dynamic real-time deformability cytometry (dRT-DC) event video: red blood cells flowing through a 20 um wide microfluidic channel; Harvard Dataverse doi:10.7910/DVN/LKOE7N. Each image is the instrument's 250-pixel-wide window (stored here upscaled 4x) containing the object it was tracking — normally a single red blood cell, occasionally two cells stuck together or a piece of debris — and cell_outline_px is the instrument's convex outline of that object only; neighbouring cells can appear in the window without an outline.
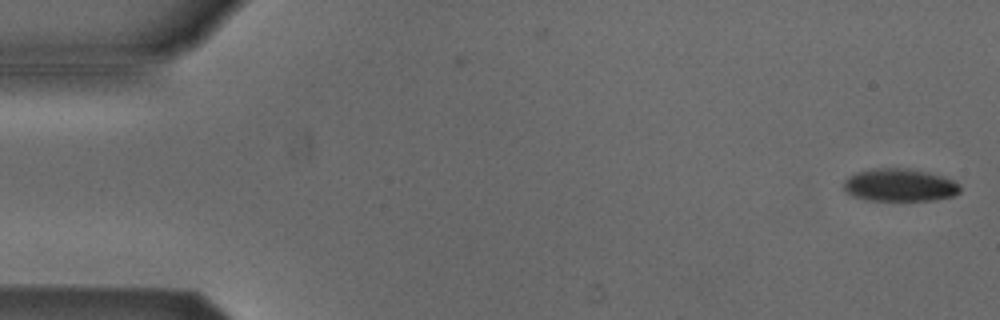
{"species": "Egyptian fruit bat (a non-hibernating species)", "species_latin": "Rousettus aegyptiacus", "temperature_condition": "cold", "stored_images_in_passage": 2, "camera_frame_rate_fps": 3000, "um_per_image_px": 0.085, "animal": {"sex": "male"}, "frame": {"image": 1, "passage_image": 2, "time_ms": 1.0, "image_size_px": [1000, 320], "cell_outline_px": [[960, 192], [956, 196], [936, 200], [864, 200], [852, 196], [844, 188], [844, 180], [848, 176], [856, 172], [876, 168], [908, 168], [932, 172], [944, 176], [960, 184]], "centroid_in_image_um": [76.51, 15.73], "position_along_channel_um": 8.5, "area_um2": 22.54}}